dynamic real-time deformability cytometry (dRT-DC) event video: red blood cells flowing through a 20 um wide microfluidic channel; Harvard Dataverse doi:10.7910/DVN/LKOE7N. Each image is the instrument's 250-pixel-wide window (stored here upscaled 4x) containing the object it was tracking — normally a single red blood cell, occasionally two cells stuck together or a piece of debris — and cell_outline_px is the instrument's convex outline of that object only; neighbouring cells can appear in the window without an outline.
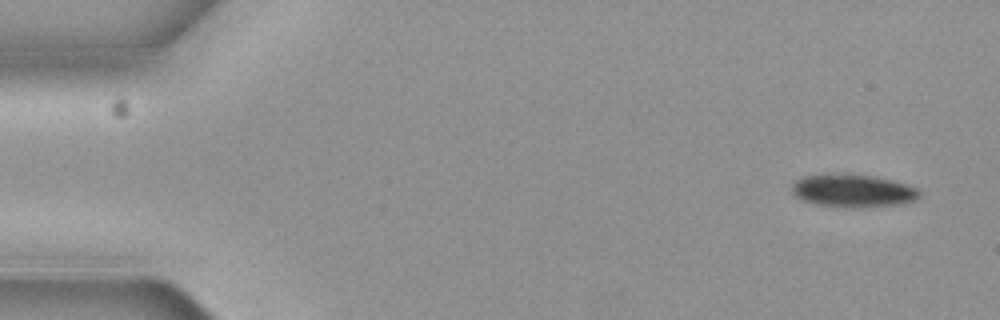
{"species": "common noctule bat (a hibernating species)", "species_latin": "Nyctalus noctula", "temperature_condition": "cold", "stored_images_in_passage": 5, "camera_frame_rate_fps": 3000, "um_per_image_px": 0.085, "animal": {"sex": "female", "body_mass_g": 19.3, "forearm_length_mm": 54.1}, "frame": {"image": 1, "passage_image": 1, "time_ms": 0.0, "image_size_px": [1000, 320], "cell_outline_px": [[920, 196], [916, 200], [904, 204], [864, 208], [852, 208], [816, 204], [800, 200], [792, 196], [792, 184], [796, 180], [804, 176], [824, 172], [848, 172], [872, 176], [892, 180], [916, 188], [920, 192]], "centroid_in_image_um": [72.45, 16.2], "position_along_channel_um": 12.6, "area_um2": 25.37}}
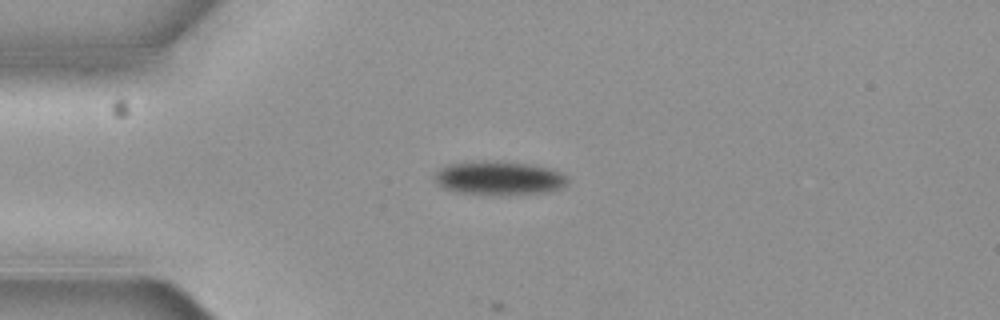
{"frame": {"image": 2, "passage_image": 4, "time_ms": 1.0, "image_size_px": [1000, 320], "cell_outline_px": [[568, 184], [560, 188], [548, 192], [456, 192], [444, 188], [436, 184], [432, 180], [432, 176], [440, 168], [448, 164], [484, 160], [500, 160], [528, 164], [552, 168], [560, 172], [568, 180]], "centroid_in_image_um": [42.37, 15.07], "position_along_channel_um": 42.6, "area_um2": 25.61}}